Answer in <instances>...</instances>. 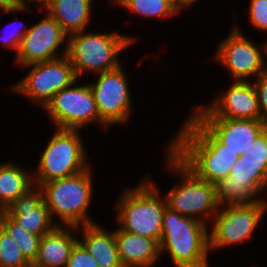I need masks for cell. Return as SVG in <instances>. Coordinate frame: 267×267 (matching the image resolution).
<instances>
[{
  "label": "cell",
  "mask_w": 267,
  "mask_h": 267,
  "mask_svg": "<svg viewBox=\"0 0 267 267\" xmlns=\"http://www.w3.org/2000/svg\"><path fill=\"white\" fill-rule=\"evenodd\" d=\"M89 85L95 97L100 120L105 125L127 120L131 111V99L121 67L100 73L97 82Z\"/></svg>",
  "instance_id": "7c38bea8"
},
{
  "label": "cell",
  "mask_w": 267,
  "mask_h": 267,
  "mask_svg": "<svg viewBox=\"0 0 267 267\" xmlns=\"http://www.w3.org/2000/svg\"><path fill=\"white\" fill-rule=\"evenodd\" d=\"M77 132L58 128L40 158L36 185L78 174L89 167Z\"/></svg>",
  "instance_id": "52a82bcc"
},
{
  "label": "cell",
  "mask_w": 267,
  "mask_h": 267,
  "mask_svg": "<svg viewBox=\"0 0 267 267\" xmlns=\"http://www.w3.org/2000/svg\"><path fill=\"white\" fill-rule=\"evenodd\" d=\"M133 41L135 39L120 36L117 31L112 34L77 32L71 34L67 41L66 56L74 67L77 78L87 70L100 74L120 67L118 53Z\"/></svg>",
  "instance_id": "277c9868"
},
{
  "label": "cell",
  "mask_w": 267,
  "mask_h": 267,
  "mask_svg": "<svg viewBox=\"0 0 267 267\" xmlns=\"http://www.w3.org/2000/svg\"><path fill=\"white\" fill-rule=\"evenodd\" d=\"M0 267H32L18 245L0 226Z\"/></svg>",
  "instance_id": "d4e9b609"
},
{
  "label": "cell",
  "mask_w": 267,
  "mask_h": 267,
  "mask_svg": "<svg viewBox=\"0 0 267 267\" xmlns=\"http://www.w3.org/2000/svg\"><path fill=\"white\" fill-rule=\"evenodd\" d=\"M66 267H99V264L78 240L71 249Z\"/></svg>",
  "instance_id": "484cf974"
},
{
  "label": "cell",
  "mask_w": 267,
  "mask_h": 267,
  "mask_svg": "<svg viewBox=\"0 0 267 267\" xmlns=\"http://www.w3.org/2000/svg\"><path fill=\"white\" fill-rule=\"evenodd\" d=\"M266 203L228 205L223 212H216V219L209 234V250L237 242H244L258 225Z\"/></svg>",
  "instance_id": "8fae6325"
},
{
  "label": "cell",
  "mask_w": 267,
  "mask_h": 267,
  "mask_svg": "<svg viewBox=\"0 0 267 267\" xmlns=\"http://www.w3.org/2000/svg\"><path fill=\"white\" fill-rule=\"evenodd\" d=\"M263 59L260 49L244 37L237 27L220 44L216 55V60L229 68L236 81H246L249 75L260 76L265 73L267 68H263Z\"/></svg>",
  "instance_id": "5bb4252c"
},
{
  "label": "cell",
  "mask_w": 267,
  "mask_h": 267,
  "mask_svg": "<svg viewBox=\"0 0 267 267\" xmlns=\"http://www.w3.org/2000/svg\"><path fill=\"white\" fill-rule=\"evenodd\" d=\"M169 152L168 163L171 170L182 175L184 184L181 187L175 185L168 193L167 207L182 216L195 217L205 223L202 218H196V215L201 213L206 218L210 217L211 211H214V215L219 211L215 185L200 178L170 148Z\"/></svg>",
  "instance_id": "8992f818"
},
{
  "label": "cell",
  "mask_w": 267,
  "mask_h": 267,
  "mask_svg": "<svg viewBox=\"0 0 267 267\" xmlns=\"http://www.w3.org/2000/svg\"><path fill=\"white\" fill-rule=\"evenodd\" d=\"M26 7L19 0H0V9L5 12L24 10Z\"/></svg>",
  "instance_id": "4dcf8cb0"
},
{
  "label": "cell",
  "mask_w": 267,
  "mask_h": 267,
  "mask_svg": "<svg viewBox=\"0 0 267 267\" xmlns=\"http://www.w3.org/2000/svg\"><path fill=\"white\" fill-rule=\"evenodd\" d=\"M45 109L59 129L78 130L86 123L100 120L90 85L64 88L46 104Z\"/></svg>",
  "instance_id": "30bf717a"
},
{
  "label": "cell",
  "mask_w": 267,
  "mask_h": 267,
  "mask_svg": "<svg viewBox=\"0 0 267 267\" xmlns=\"http://www.w3.org/2000/svg\"><path fill=\"white\" fill-rule=\"evenodd\" d=\"M147 184V185H146ZM141 184L138 188L123 194L118 205V223L121 230L156 240L162 237L163 213L166 201L159 196V190L153 184ZM162 201H161V200Z\"/></svg>",
  "instance_id": "5b68a950"
},
{
  "label": "cell",
  "mask_w": 267,
  "mask_h": 267,
  "mask_svg": "<svg viewBox=\"0 0 267 267\" xmlns=\"http://www.w3.org/2000/svg\"><path fill=\"white\" fill-rule=\"evenodd\" d=\"M250 18L256 28L267 30V0H251Z\"/></svg>",
  "instance_id": "83f0119b"
},
{
  "label": "cell",
  "mask_w": 267,
  "mask_h": 267,
  "mask_svg": "<svg viewBox=\"0 0 267 267\" xmlns=\"http://www.w3.org/2000/svg\"><path fill=\"white\" fill-rule=\"evenodd\" d=\"M0 226L11 236L22 254L32 264L37 257L42 236L22 228L5 211H0Z\"/></svg>",
  "instance_id": "603a6c76"
},
{
  "label": "cell",
  "mask_w": 267,
  "mask_h": 267,
  "mask_svg": "<svg viewBox=\"0 0 267 267\" xmlns=\"http://www.w3.org/2000/svg\"><path fill=\"white\" fill-rule=\"evenodd\" d=\"M118 253L124 267H149L160 254L159 243L120 228L115 231Z\"/></svg>",
  "instance_id": "ac0fdd59"
},
{
  "label": "cell",
  "mask_w": 267,
  "mask_h": 267,
  "mask_svg": "<svg viewBox=\"0 0 267 267\" xmlns=\"http://www.w3.org/2000/svg\"><path fill=\"white\" fill-rule=\"evenodd\" d=\"M77 241L66 229L58 225L41 237L32 267H66L71 249Z\"/></svg>",
  "instance_id": "d6986e66"
},
{
  "label": "cell",
  "mask_w": 267,
  "mask_h": 267,
  "mask_svg": "<svg viewBox=\"0 0 267 267\" xmlns=\"http://www.w3.org/2000/svg\"><path fill=\"white\" fill-rule=\"evenodd\" d=\"M195 113L196 118L261 120L258 95L253 84L235 81L222 98Z\"/></svg>",
  "instance_id": "9a60e30c"
},
{
  "label": "cell",
  "mask_w": 267,
  "mask_h": 267,
  "mask_svg": "<svg viewBox=\"0 0 267 267\" xmlns=\"http://www.w3.org/2000/svg\"><path fill=\"white\" fill-rule=\"evenodd\" d=\"M32 177L14 164L0 165V211L6 209L29 188Z\"/></svg>",
  "instance_id": "7402d4cb"
},
{
  "label": "cell",
  "mask_w": 267,
  "mask_h": 267,
  "mask_svg": "<svg viewBox=\"0 0 267 267\" xmlns=\"http://www.w3.org/2000/svg\"><path fill=\"white\" fill-rule=\"evenodd\" d=\"M62 58L44 61L33 66L28 75L13 90L25 94L45 107L62 89L72 86L77 76L64 50Z\"/></svg>",
  "instance_id": "9c48e42d"
},
{
  "label": "cell",
  "mask_w": 267,
  "mask_h": 267,
  "mask_svg": "<svg viewBox=\"0 0 267 267\" xmlns=\"http://www.w3.org/2000/svg\"><path fill=\"white\" fill-rule=\"evenodd\" d=\"M124 8L146 17L168 16L178 12L173 0H115Z\"/></svg>",
  "instance_id": "cb8c5ba5"
},
{
  "label": "cell",
  "mask_w": 267,
  "mask_h": 267,
  "mask_svg": "<svg viewBox=\"0 0 267 267\" xmlns=\"http://www.w3.org/2000/svg\"><path fill=\"white\" fill-rule=\"evenodd\" d=\"M91 185L89 167L78 174L43 183L40 186L45 193L43 200L51 217L56 213L66 226L74 229L92 224L85 215L91 200Z\"/></svg>",
  "instance_id": "3957f363"
},
{
  "label": "cell",
  "mask_w": 267,
  "mask_h": 267,
  "mask_svg": "<svg viewBox=\"0 0 267 267\" xmlns=\"http://www.w3.org/2000/svg\"><path fill=\"white\" fill-rule=\"evenodd\" d=\"M67 33L50 15L29 28L17 51V63L28 66L57 59L55 51L67 37Z\"/></svg>",
  "instance_id": "4fadbf2b"
},
{
  "label": "cell",
  "mask_w": 267,
  "mask_h": 267,
  "mask_svg": "<svg viewBox=\"0 0 267 267\" xmlns=\"http://www.w3.org/2000/svg\"><path fill=\"white\" fill-rule=\"evenodd\" d=\"M84 242L79 241L98 262L99 267H124L114 233H107L95 223L83 225Z\"/></svg>",
  "instance_id": "ffe728a7"
},
{
  "label": "cell",
  "mask_w": 267,
  "mask_h": 267,
  "mask_svg": "<svg viewBox=\"0 0 267 267\" xmlns=\"http://www.w3.org/2000/svg\"><path fill=\"white\" fill-rule=\"evenodd\" d=\"M159 248L170 253L177 267H208L209 236L205 224L167 206Z\"/></svg>",
  "instance_id": "7a4b0ae2"
},
{
  "label": "cell",
  "mask_w": 267,
  "mask_h": 267,
  "mask_svg": "<svg viewBox=\"0 0 267 267\" xmlns=\"http://www.w3.org/2000/svg\"><path fill=\"white\" fill-rule=\"evenodd\" d=\"M221 143L240 156L267 127L261 120L231 118H197Z\"/></svg>",
  "instance_id": "2e32d148"
},
{
  "label": "cell",
  "mask_w": 267,
  "mask_h": 267,
  "mask_svg": "<svg viewBox=\"0 0 267 267\" xmlns=\"http://www.w3.org/2000/svg\"><path fill=\"white\" fill-rule=\"evenodd\" d=\"M36 186L34 190L37 191L29 188L5 212L28 232L43 236L53 231L57 225L52 226V217L43 200L42 188Z\"/></svg>",
  "instance_id": "e0dca14e"
},
{
  "label": "cell",
  "mask_w": 267,
  "mask_h": 267,
  "mask_svg": "<svg viewBox=\"0 0 267 267\" xmlns=\"http://www.w3.org/2000/svg\"><path fill=\"white\" fill-rule=\"evenodd\" d=\"M92 0H48L43 6L67 34L84 31Z\"/></svg>",
  "instance_id": "44dd1931"
},
{
  "label": "cell",
  "mask_w": 267,
  "mask_h": 267,
  "mask_svg": "<svg viewBox=\"0 0 267 267\" xmlns=\"http://www.w3.org/2000/svg\"><path fill=\"white\" fill-rule=\"evenodd\" d=\"M264 48H265V52L267 53V42H266V44L264 45Z\"/></svg>",
  "instance_id": "836d02e7"
},
{
  "label": "cell",
  "mask_w": 267,
  "mask_h": 267,
  "mask_svg": "<svg viewBox=\"0 0 267 267\" xmlns=\"http://www.w3.org/2000/svg\"><path fill=\"white\" fill-rule=\"evenodd\" d=\"M265 186H267V162H255L243 154L234 163L230 175L215 184L218 205L258 202L259 199H250Z\"/></svg>",
  "instance_id": "ba28073f"
},
{
  "label": "cell",
  "mask_w": 267,
  "mask_h": 267,
  "mask_svg": "<svg viewBox=\"0 0 267 267\" xmlns=\"http://www.w3.org/2000/svg\"><path fill=\"white\" fill-rule=\"evenodd\" d=\"M196 0H173L175 7L180 10L181 7H187L191 5Z\"/></svg>",
  "instance_id": "1f68e13d"
},
{
  "label": "cell",
  "mask_w": 267,
  "mask_h": 267,
  "mask_svg": "<svg viewBox=\"0 0 267 267\" xmlns=\"http://www.w3.org/2000/svg\"><path fill=\"white\" fill-rule=\"evenodd\" d=\"M169 147L200 178L214 185L230 175L240 157L226 148L194 115Z\"/></svg>",
  "instance_id": "6da1fadb"
},
{
  "label": "cell",
  "mask_w": 267,
  "mask_h": 267,
  "mask_svg": "<svg viewBox=\"0 0 267 267\" xmlns=\"http://www.w3.org/2000/svg\"><path fill=\"white\" fill-rule=\"evenodd\" d=\"M257 80L253 85L258 95L261 121L267 124V71L258 76Z\"/></svg>",
  "instance_id": "f1b7e54d"
},
{
  "label": "cell",
  "mask_w": 267,
  "mask_h": 267,
  "mask_svg": "<svg viewBox=\"0 0 267 267\" xmlns=\"http://www.w3.org/2000/svg\"><path fill=\"white\" fill-rule=\"evenodd\" d=\"M19 1H20L21 5H23V6H26L27 5L26 1H24V0H19ZM29 1H34V2L40 1L41 2V5L42 4L44 5L48 0H29Z\"/></svg>",
  "instance_id": "d6a6232c"
},
{
  "label": "cell",
  "mask_w": 267,
  "mask_h": 267,
  "mask_svg": "<svg viewBox=\"0 0 267 267\" xmlns=\"http://www.w3.org/2000/svg\"><path fill=\"white\" fill-rule=\"evenodd\" d=\"M21 29V28H20ZM16 29L12 31L8 40L6 38L3 39V42L6 43L8 47L14 48L18 51L19 45L25 33L29 30L28 28H24V30Z\"/></svg>",
  "instance_id": "f546056e"
},
{
  "label": "cell",
  "mask_w": 267,
  "mask_h": 267,
  "mask_svg": "<svg viewBox=\"0 0 267 267\" xmlns=\"http://www.w3.org/2000/svg\"><path fill=\"white\" fill-rule=\"evenodd\" d=\"M245 154L255 162H267V127L252 142Z\"/></svg>",
  "instance_id": "4316f807"
}]
</instances>
